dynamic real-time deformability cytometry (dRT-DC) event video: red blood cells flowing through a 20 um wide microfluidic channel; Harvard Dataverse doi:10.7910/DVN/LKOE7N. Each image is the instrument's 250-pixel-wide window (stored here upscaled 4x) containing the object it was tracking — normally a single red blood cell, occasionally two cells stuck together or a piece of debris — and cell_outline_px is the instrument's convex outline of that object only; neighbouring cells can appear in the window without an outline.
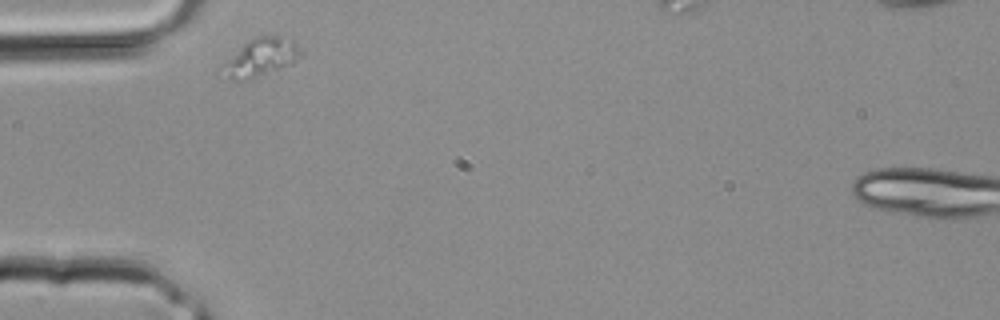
{"species": "common noctule bat (a hibernating species)", "species_latin": "Nyctalus noctula", "temperature_condition": "room temperature", "stored_images_in_passage": 22, "camera_frame_rate_fps": 3000, "um_per_image_px": 0.085, "animal": {"sex": "male", "body_mass_g": 20.4}, "frame": {"image": 1, "passage_image": 1, "time_ms": 0.0, "image_size_px": [1000, 320], "cell_outline_px": [[304, 56], [292, 64], [252, 76], [236, 80], [232, 80], [216, 76], [212, 72], [216, 68], [244, 44], [256, 36], [280, 36], [292, 40], [304, 52]], "centroid_in_image_um": [22.06, 4.89], "position_along_channel_um": 62.9, "area_um2": 17.57}}